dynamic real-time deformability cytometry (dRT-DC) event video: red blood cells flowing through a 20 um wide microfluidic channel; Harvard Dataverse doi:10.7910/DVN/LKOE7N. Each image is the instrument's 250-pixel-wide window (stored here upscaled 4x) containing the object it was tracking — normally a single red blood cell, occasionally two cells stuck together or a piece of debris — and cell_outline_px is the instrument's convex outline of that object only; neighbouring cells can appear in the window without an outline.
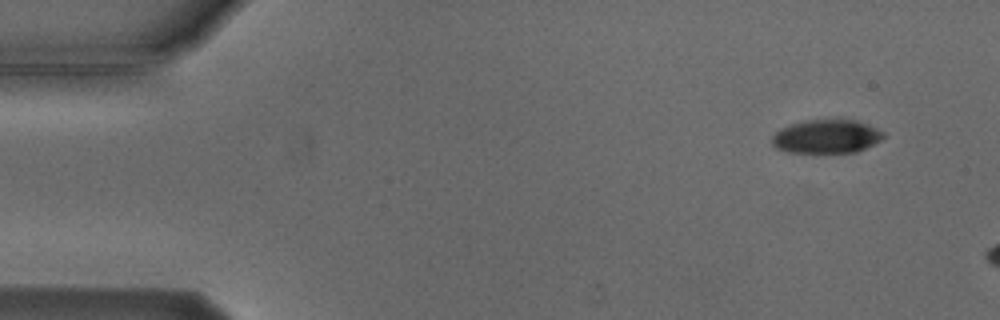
{"species": "Egyptian fruit bat (a non-hibernating species)", "species_latin": "Rousettus aegyptiacus", "temperature_condition": "cold", "stored_images_in_passage": 6, "camera_frame_rate_fps": 3000, "um_per_image_px": 0.085, "animal": {"sex": "male"}, "frame": {"image": 1, "passage_image": 6, "time_ms": 6.0, "image_size_px": [1000, 320], "cell_outline_px": [[884, 136], [880, 140], [856, 152], [816, 156], [788, 152], [776, 148], [772, 144], [772, 136], [780, 128], [804, 120], [856, 120], [868, 124], [884, 132]], "centroid_in_image_um": [70.21, 11.66], "position_along_channel_um": 14.8, "area_um2": 22.6}}